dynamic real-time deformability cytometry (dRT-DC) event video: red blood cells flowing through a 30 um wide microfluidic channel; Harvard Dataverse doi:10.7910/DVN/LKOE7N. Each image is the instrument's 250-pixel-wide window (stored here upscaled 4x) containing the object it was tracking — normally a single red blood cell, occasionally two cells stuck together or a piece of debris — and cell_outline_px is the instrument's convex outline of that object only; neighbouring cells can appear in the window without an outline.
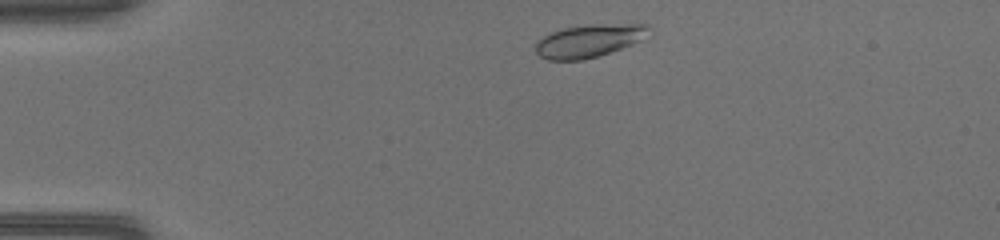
{"species": "common noctule bat (a hibernating species)", "species_latin": "Nyctalus noctula", "temperature_condition": "warm", "stored_images_in_passage": 41, "camera_frame_rate_fps": 3000, "um_per_image_px": 0.085, "animal": {"sex": "female", "body_mass_g": 17.0, "forearm_length_mm": 48.0}, "frame": {"image": 1, "passage_image": 2, "time_ms": 0.333, "image_size_px": [1000, 240], "cell_outline_px": [[652, 28], [640, 40], [632, 44], [596, 56], [580, 60], [548, 60], [540, 56], [536, 52], [536, 44], [544, 36], [552, 32], [564, 28], [592, 24], [648, 24]], "centroid_in_image_um": [50.07, 3.46], "position_along_channel_um": 34.9, "area_um2": 21.27}}
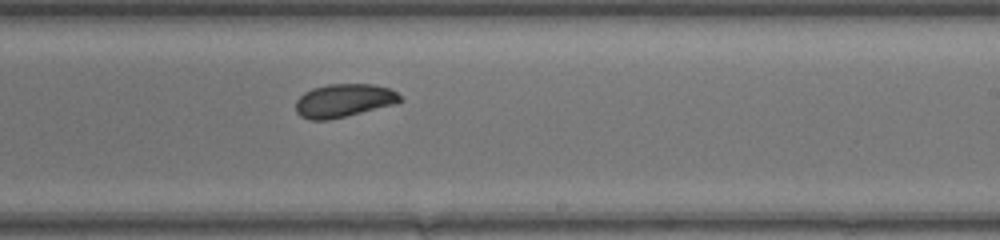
{"frame": {"image": 2, "passage_image": 22, "time_ms": 7.0, "image_size_px": [1000, 240], "cell_outline_px": [[404, 100], [396, 104], [328, 120], [308, 120], [300, 116], [296, 112], [296, 100], [304, 92], [312, 88], [328, 84], [376, 84], [388, 88], [396, 92]], "centroid_in_image_um": [29.22, 8.54], "position_along_channel_um": 259.8, "area_um2": 20.35}}
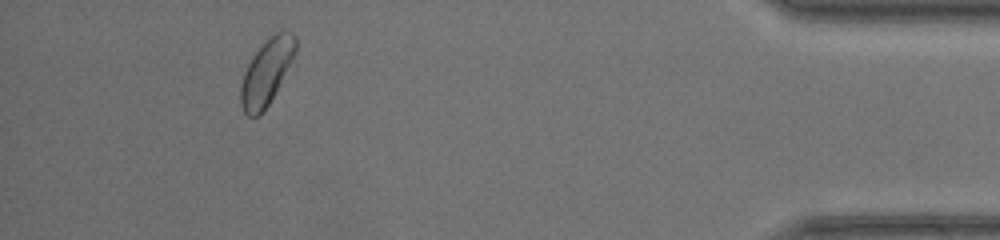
{"frame": {"image": 3, "passage_image": 37, "time_ms": 12.0, "image_size_px": [1000, 240], "cell_outline_px": [[296, 52], [276, 92], [260, 116], [248, 116], [244, 112], [240, 104], [240, 88], [244, 72], [252, 56], [276, 32], [292, 32], [296, 36]], "centroid_in_image_um": [22.65, 6.16], "position_along_channel_um": 412.5, "area_um2": 20.58}, "authors_computed_cell_mechanics": {"area_um2": 20.808, "velocity_mm_per_s": 4.1893, "shape_relaxation_time_tau1_ms": 4.6086, "shape_relaxation_time_tau2_ms": 1.7184, "deformation_change_tau1": 0.1107, "deformation_change_tau2": 0.0393}}